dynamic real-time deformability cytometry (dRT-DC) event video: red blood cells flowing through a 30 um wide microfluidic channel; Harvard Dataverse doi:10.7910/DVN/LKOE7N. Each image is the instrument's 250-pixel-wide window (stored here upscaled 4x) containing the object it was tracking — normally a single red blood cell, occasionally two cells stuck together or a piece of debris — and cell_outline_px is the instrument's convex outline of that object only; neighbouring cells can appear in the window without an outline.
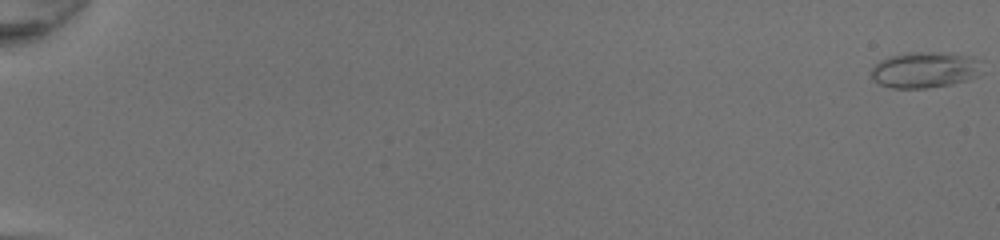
{"species": "common noctule bat (a hibernating species)", "species_latin": "Nyctalus noctula", "temperature_condition": "room temperature", "stored_images_in_passage": 51, "camera_frame_rate_fps": 3000, "um_per_image_px": 0.085, "animal": {"sex": "female", "body_mass_g": 20.0, "forearm_length_mm": 54.0}, "frame": {"image": 1, "passage_image": 1, "time_ms": 0.0, "image_size_px": [1000, 240], "cell_outline_px": [[984, 72], [980, 76], [968, 80], [952, 84], [924, 88], [892, 88], [880, 84], [872, 80], [872, 68], [880, 60], [888, 56], [908, 52], [940, 52], [972, 56], [980, 60]], "centroid_in_image_um": [78.67, 5.93], "position_along_channel_um": 6.3, "area_um2": 23.7}}
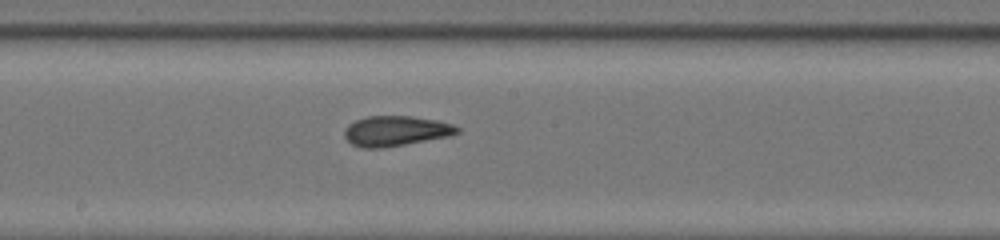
{"frame": {"image": 2, "passage_image": 31, "time_ms": 10.0, "image_size_px": [1000, 240], "cell_outline_px": [[460, 132], [448, 136], [404, 144], [380, 148], [364, 148], [352, 144], [344, 136], [344, 128], [348, 124], [356, 120], [368, 116], [412, 116], [436, 120], [452, 124], [460, 128]], "centroid_in_image_um": [33.62, 11.12], "position_along_channel_um": 214.6, "area_um2": 19.65}}
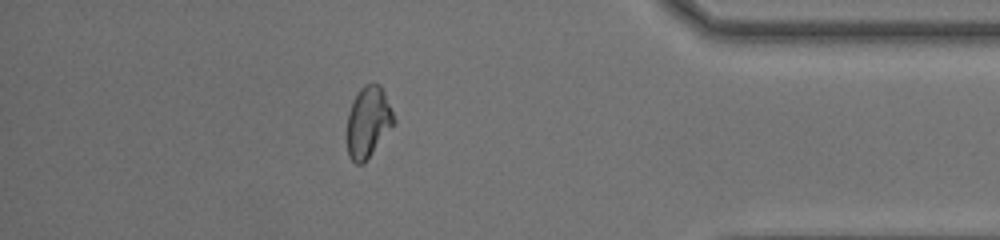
{"frame": {"image": 3, "passage_image": 46, "time_ms": 15.0, "image_size_px": [1000, 240], "cell_outline_px": [[396, 124], [364, 164], [356, 164], [348, 156], [348, 112], [360, 88], [364, 84], [380, 84], [384, 92], [396, 120]], "centroid_in_image_um": [31.33, 10.41], "position_along_channel_um": 403.9, "area_um2": 19.42}, "authors_computed_cell_mechanics": {"area_um2": 20.0566, "velocity_mm_per_s": 4.3286, "shape_relaxation_time_tau1_ms": 6.7748, "shape_relaxation_time_tau2_ms": 1.5041, "deformation_change_tau1": 0.2063, "deformation_change_tau2": 0.0822}}